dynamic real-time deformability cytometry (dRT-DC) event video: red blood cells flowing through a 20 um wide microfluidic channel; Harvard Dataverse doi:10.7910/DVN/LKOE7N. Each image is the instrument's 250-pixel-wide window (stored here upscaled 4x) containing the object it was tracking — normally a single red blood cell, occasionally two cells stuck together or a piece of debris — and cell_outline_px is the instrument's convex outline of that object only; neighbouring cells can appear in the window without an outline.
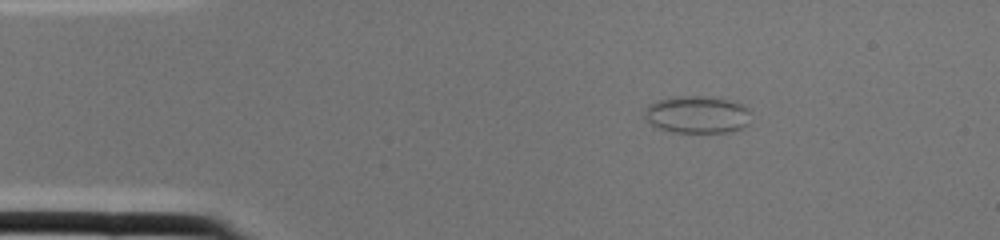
{"species": "common noctule bat (a hibernating species)", "species_latin": "Nyctalus noctula", "temperature_condition": "cold", "stored_images_in_passage": 2, "segment_of_instrument_passage": [2, 2], "camera_frame_rate_fps": 3000, "um_per_image_px": 0.085, "animal": {"sex": "female", "body_mass_g": 22.0, "forearm_length_mm": 56.7}, "frame": {"image": 1, "passage_image": 2, "time_ms": 0.333, "image_size_px": [1000, 240], "cell_outline_px": [[748, 124], [732, 132], [672, 132], [660, 128], [644, 120], [644, 108], [648, 104], [656, 100], [676, 96], [704, 96], [728, 100], [740, 104], [748, 108]], "centroid_in_image_um": [59.19, 9.73], "position_along_channel_um": 25.8, "area_um2": 23.12}}